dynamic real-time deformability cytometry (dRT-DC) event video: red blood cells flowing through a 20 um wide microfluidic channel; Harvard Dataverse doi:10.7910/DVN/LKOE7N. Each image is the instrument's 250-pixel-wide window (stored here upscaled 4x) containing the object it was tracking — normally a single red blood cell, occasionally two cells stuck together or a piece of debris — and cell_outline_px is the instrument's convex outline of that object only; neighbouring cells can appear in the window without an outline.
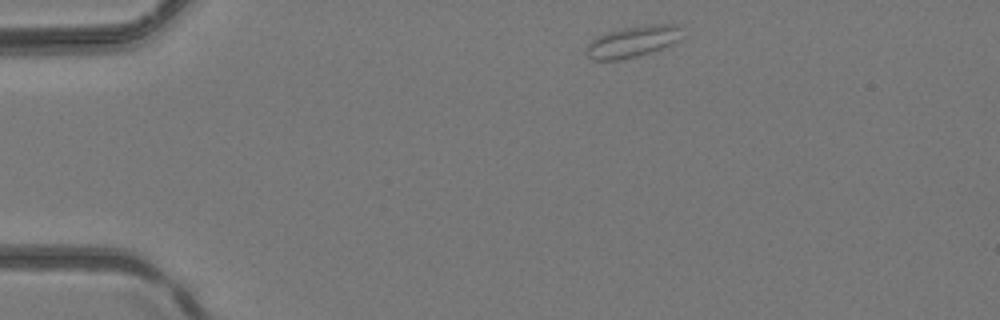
{"species": "common noctule bat (a hibernating species)", "species_latin": "Nyctalus noctula", "temperature_condition": "room temperature", "stored_images_in_passage": 3, "camera_frame_rate_fps": 3000, "um_per_image_px": 0.085, "animal": {"sex": "female", "body_mass_g": 24.6, "forearm_length_mm": 56.2}, "frame": {"image": 1, "passage_image": 1, "time_ms": 0.0, "image_size_px": [1000, 320], "cell_outline_px": [[684, 24], [680, 40], [672, 44], [636, 56], [620, 60], [592, 60], [584, 52], [584, 48], [596, 36], [604, 32], [624, 28], [652, 24]], "centroid_in_image_um": [53.77, 3.52], "position_along_channel_um": 31.2, "area_um2": 17.69}}